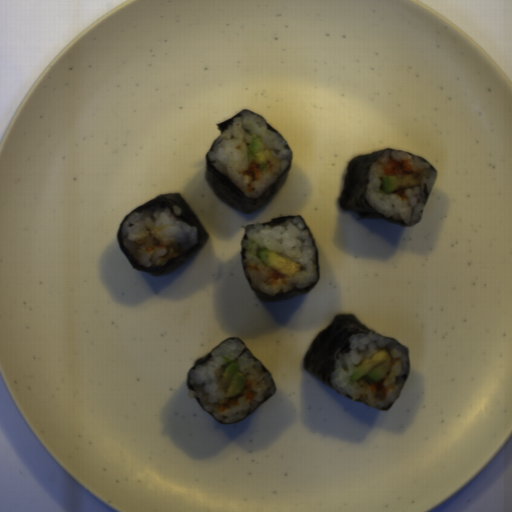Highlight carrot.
<instances>
[{"label":"carrot","instance_id":"abdcd85c","mask_svg":"<svg viewBox=\"0 0 512 512\" xmlns=\"http://www.w3.org/2000/svg\"><path fill=\"white\" fill-rule=\"evenodd\" d=\"M406 189H407V188L398 189V190H396V191H393V193H394V195H396V196H398V197H400V198H402V199H404V200H405V199H407V197H408V196L406 195V193H405V190H406Z\"/></svg>","mask_w":512,"mask_h":512},{"label":"carrot","instance_id":"79d8ee17","mask_svg":"<svg viewBox=\"0 0 512 512\" xmlns=\"http://www.w3.org/2000/svg\"><path fill=\"white\" fill-rule=\"evenodd\" d=\"M252 385H253V383L245 382L244 381L243 388H242L241 392L238 393V394H240L244 398H247L249 400H253L255 395H254V393L251 390Z\"/></svg>","mask_w":512,"mask_h":512},{"label":"carrot","instance_id":"1c9b5961","mask_svg":"<svg viewBox=\"0 0 512 512\" xmlns=\"http://www.w3.org/2000/svg\"><path fill=\"white\" fill-rule=\"evenodd\" d=\"M271 269V272L266 276L267 278V281L269 283H272L275 285V283L278 281V280H281L282 283L284 284H287V280H286V276L281 274L280 272H278L277 270H275L274 268H270Z\"/></svg>","mask_w":512,"mask_h":512},{"label":"carrot","instance_id":"cead05ca","mask_svg":"<svg viewBox=\"0 0 512 512\" xmlns=\"http://www.w3.org/2000/svg\"><path fill=\"white\" fill-rule=\"evenodd\" d=\"M242 174L243 176H249L250 183H253L261 178L262 170H260V165L252 160L248 165V168L243 171Z\"/></svg>","mask_w":512,"mask_h":512},{"label":"carrot","instance_id":"07d2c1c8","mask_svg":"<svg viewBox=\"0 0 512 512\" xmlns=\"http://www.w3.org/2000/svg\"><path fill=\"white\" fill-rule=\"evenodd\" d=\"M385 379H386V376H384L379 382L377 383H370V389L374 392H377V393H380L381 396H386L387 394V389L384 385V382H385Z\"/></svg>","mask_w":512,"mask_h":512},{"label":"carrot","instance_id":"b8716197","mask_svg":"<svg viewBox=\"0 0 512 512\" xmlns=\"http://www.w3.org/2000/svg\"><path fill=\"white\" fill-rule=\"evenodd\" d=\"M386 177L387 176H398L401 174L412 175V167L408 161L405 160H393L390 157L386 163L381 165Z\"/></svg>","mask_w":512,"mask_h":512},{"label":"carrot","instance_id":"46ec933d","mask_svg":"<svg viewBox=\"0 0 512 512\" xmlns=\"http://www.w3.org/2000/svg\"><path fill=\"white\" fill-rule=\"evenodd\" d=\"M228 405H238V398L236 395L233 397H227V402L220 406V411L227 409Z\"/></svg>","mask_w":512,"mask_h":512}]
</instances>
